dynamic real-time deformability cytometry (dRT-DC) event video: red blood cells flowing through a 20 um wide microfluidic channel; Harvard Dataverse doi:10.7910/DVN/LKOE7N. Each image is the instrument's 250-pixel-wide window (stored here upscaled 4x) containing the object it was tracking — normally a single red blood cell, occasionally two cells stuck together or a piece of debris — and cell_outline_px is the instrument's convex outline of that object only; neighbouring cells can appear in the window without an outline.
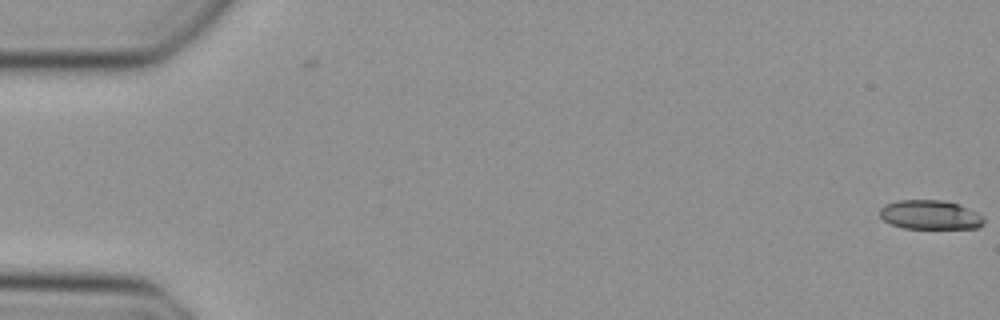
{"species": "Egyptian fruit bat (a non-hibernating species)", "species_latin": "Rousettus aegyptiacus", "temperature_condition": "cold", "stored_images_in_passage": 3, "camera_frame_rate_fps": 3000, "um_per_image_px": 0.085, "animal": {"sex": "female"}, "frame": {"image": 1, "passage_image": 3, "time_ms": 0.667, "image_size_px": [1000, 320], "cell_outline_px": [[984, 224], [976, 228], [904, 228], [892, 224], [884, 220], [880, 216], [880, 208], [884, 204], [900, 200], [944, 200], [960, 204], [984, 216]], "centroid_in_image_um": [79.08, 18.25], "position_along_channel_um": 5.9, "area_um2": 17.74}}